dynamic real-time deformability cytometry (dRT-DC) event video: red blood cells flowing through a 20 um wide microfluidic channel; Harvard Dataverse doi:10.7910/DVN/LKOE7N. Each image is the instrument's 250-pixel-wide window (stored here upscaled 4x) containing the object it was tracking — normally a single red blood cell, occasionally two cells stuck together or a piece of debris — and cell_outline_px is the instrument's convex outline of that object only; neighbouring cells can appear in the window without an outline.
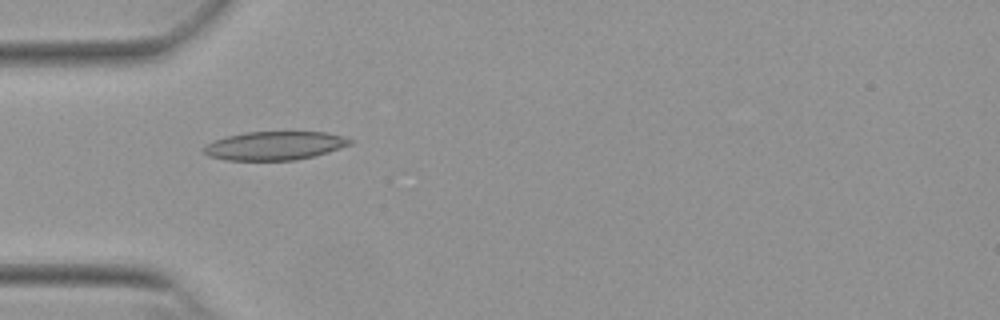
{"species": "Egyptian fruit bat (a non-hibernating species)", "species_latin": "Rousettus aegyptiacus", "temperature_condition": "warm", "stored_images_in_passage": 37, "camera_frame_rate_fps": 3000, "um_per_image_px": 0.085, "animal": {"sex": "female"}, "frame": {"image": 1, "passage_image": 1, "time_ms": 0.0, "image_size_px": [1000, 320], "cell_outline_px": [[352, 144], [328, 152], [296, 160], [228, 160], [208, 156], [204, 152], [204, 148], [208, 144], [216, 140], [228, 136], [244, 132], [324, 132], [340, 136], [352, 140]], "centroid_in_image_um": [23.35, 12.39], "position_along_channel_um": 61.6, "area_um2": 23.99}}
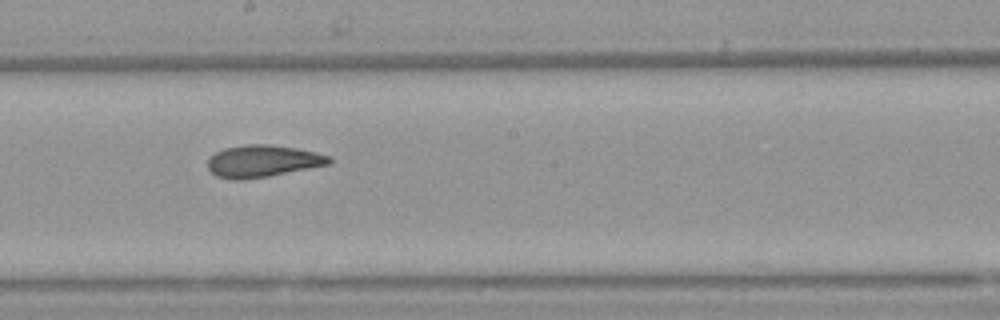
{"frame": {"image": 2, "passage_image": 14, "time_ms": 4.333, "image_size_px": [1000, 320], "cell_outline_px": [[332, 164], [268, 176], [236, 180], [216, 176], [208, 168], [208, 160], [216, 152], [224, 148], [248, 144], [268, 144], [296, 148], [316, 152], [328, 156], [332, 160]], "centroid_in_image_um": [22.35, 13.69], "position_along_channel_um": 225.9, "area_um2": 22.48}}
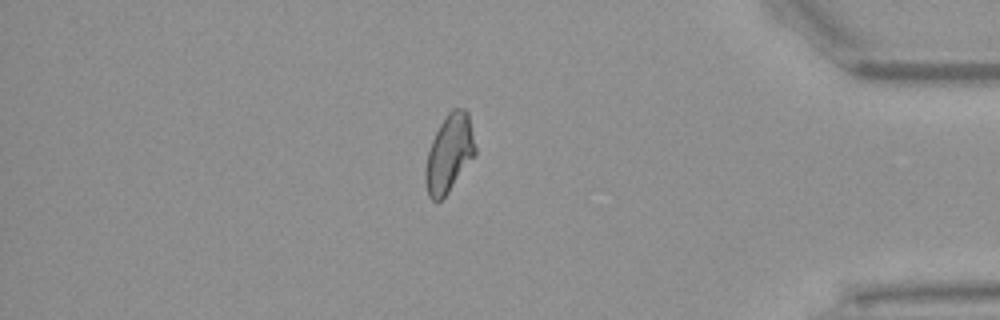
{"frame": {"image": 3, "passage_image": 30, "time_ms": 9.667, "image_size_px": [1000, 320], "cell_outline_px": [[476, 152], [444, 196], [436, 204], [428, 196], [424, 180], [424, 172], [428, 152], [432, 140], [440, 124], [448, 112], [452, 108], [464, 108], [468, 112], [476, 148]], "centroid_in_image_um": [38.15, 13.02], "position_along_channel_um": 397.0, "area_um2": 22.2}, "authors_computed_cell_mechanics": {"area_um2": 22.542, "velocity_mm_per_s": 3.8339, "shape_relaxation_time_tau1_ms": null, "shape_relaxation_time_tau2_ms": 2.6145, "deformation_change_tau1": null, "deformation_change_tau2": 0.1048}}